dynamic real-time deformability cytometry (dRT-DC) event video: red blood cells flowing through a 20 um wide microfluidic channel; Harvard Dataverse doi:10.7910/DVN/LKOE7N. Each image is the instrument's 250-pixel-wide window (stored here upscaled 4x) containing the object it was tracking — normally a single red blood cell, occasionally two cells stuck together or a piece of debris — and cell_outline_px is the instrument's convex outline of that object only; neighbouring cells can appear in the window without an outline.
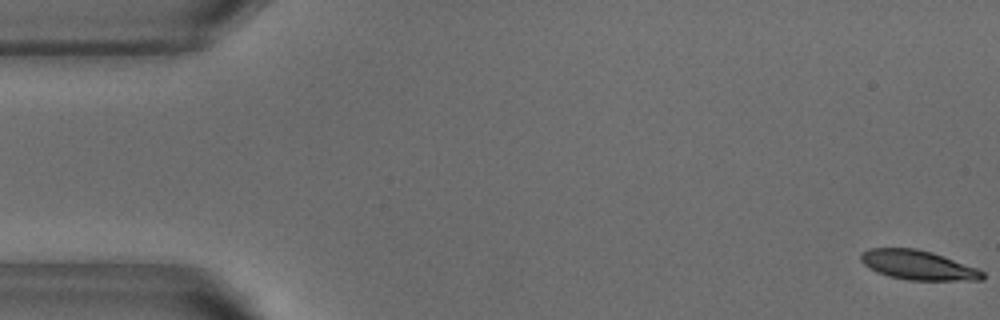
{"species": "common noctule bat (a hibernating species)", "species_latin": "Nyctalus noctula", "temperature_condition": "warm", "stored_images_in_passage": 53, "camera_frame_rate_fps": 3000, "um_per_image_px": 0.085, "animal": {"sex": "male", "body_mass_g": 18.8}, "frame": {"image": 1, "passage_image": 1, "time_ms": 0.0, "image_size_px": [1000, 320], "cell_outline_px": [[984, 280], [908, 280], [888, 276], [876, 272], [868, 268], [860, 260], [860, 252], [868, 248], [916, 248], [932, 252], [944, 256], [976, 268], [984, 272]], "centroid_in_image_um": [77.98, 22.53], "position_along_channel_um": 7.0, "area_um2": 20.98}}
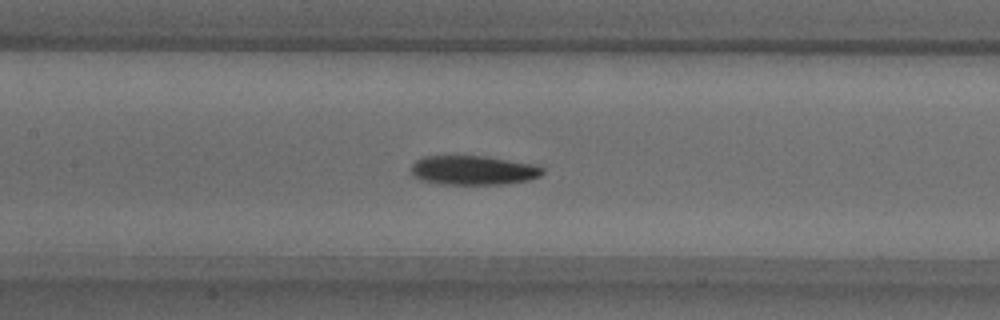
{"frame": {"image": 2, "passage_image": 24, "time_ms": 7.667, "image_size_px": [1000, 320], "cell_outline_px": [[544, 172], [540, 176], [528, 180], [504, 184], [440, 184], [420, 180], [412, 176], [412, 164], [416, 160], [424, 156], [488, 156], [536, 164], [544, 168]], "centroid_in_image_um": [40.25, 14.47], "position_along_channel_um": 167.2, "area_um2": 22.66}}
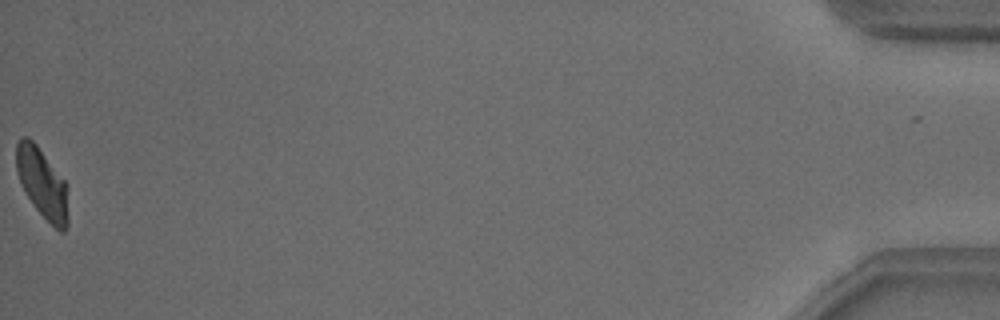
{"frame": {"image": 3, "passage_image": 53, "time_ms": 17.333, "image_size_px": [1000, 320], "cell_outline_px": [[68, 224], [64, 232], [60, 232], [32, 204], [20, 184], [16, 168], [16, 144], [20, 136], [28, 136], [36, 144], [68, 184]], "centroid_in_image_um": [3.6, 15.56], "position_along_channel_um": 431.6, "area_um2": 21.39}, "authors_computed_cell_mechanics": {"area_um2": 22.1952, "velocity_mm_per_s": 3.8032, "shape_relaxation_time_tau1_ms": 3.7233, "shape_relaxation_time_tau2_ms": null, "deformation_change_tau1": 0.131, "deformation_change_tau2": null}}